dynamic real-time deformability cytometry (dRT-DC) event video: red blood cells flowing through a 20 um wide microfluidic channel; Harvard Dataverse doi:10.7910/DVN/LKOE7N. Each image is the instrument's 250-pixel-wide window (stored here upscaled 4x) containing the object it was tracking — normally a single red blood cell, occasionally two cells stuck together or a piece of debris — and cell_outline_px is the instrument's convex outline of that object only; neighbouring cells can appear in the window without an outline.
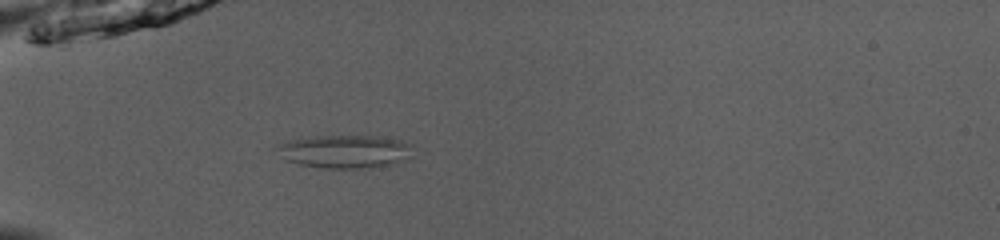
{"species": "common noctule bat (a hibernating species)", "species_latin": "Nyctalus noctula", "temperature_condition": "room temperature", "stored_images_in_passage": 53, "camera_frame_rate_fps": 3000, "um_per_image_px": 0.085, "animal": {"sex": "male", "body_mass_g": 13.0, "forearm_length_mm": 53.1}, "frame": {"image": 1, "passage_image": 18, "time_ms": 5.667, "image_size_px": [1000, 240], "cell_outline_px": [[412, 144], [408, 156], [396, 164], [376, 168], [324, 168], [300, 164], [284, 160], [280, 156], [276, 148], [284, 140], [300, 136], [380, 136], [400, 140]], "centroid_in_image_um": [29.26, 12.87], "position_along_channel_um": 55.7, "area_um2": 26.65}}
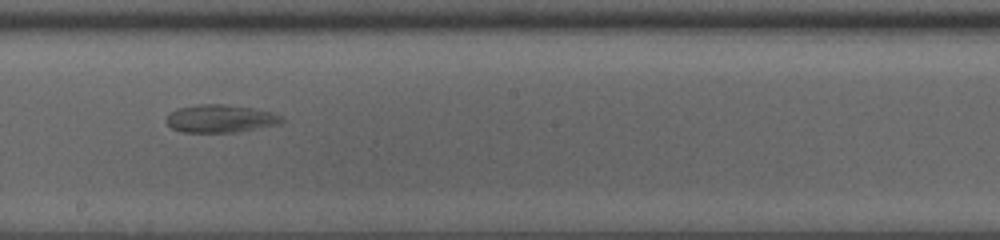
{"frame": {"image": 2, "passage_image": 32, "time_ms": 10.333, "image_size_px": [1000, 240], "cell_outline_px": [[284, 120], [280, 124], [240, 132], [184, 132], [172, 128], [164, 120], [168, 112], [176, 108], [200, 104], [224, 104], [252, 108], [272, 112], [280, 116]], "centroid_in_image_um": [18.7, 10.08], "position_along_channel_um": 229.5, "area_um2": 18.9}}
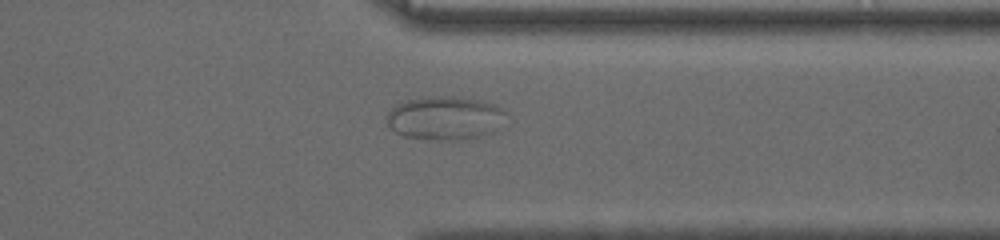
{"frame": {"image": 3, "passage_image": 43, "time_ms": 14.0, "image_size_px": [1000, 240], "cell_outline_px": [[504, 112], [492, 132], [460, 140], [436, 140], [404, 136], [396, 132], [388, 124], [388, 112], [396, 104], [408, 100], [428, 96], [436, 96], [476, 100], [492, 104], [504, 108]], "centroid_in_image_um": [37.74, 10.04], "position_along_channel_um": 373.7, "area_um2": 29.25}}